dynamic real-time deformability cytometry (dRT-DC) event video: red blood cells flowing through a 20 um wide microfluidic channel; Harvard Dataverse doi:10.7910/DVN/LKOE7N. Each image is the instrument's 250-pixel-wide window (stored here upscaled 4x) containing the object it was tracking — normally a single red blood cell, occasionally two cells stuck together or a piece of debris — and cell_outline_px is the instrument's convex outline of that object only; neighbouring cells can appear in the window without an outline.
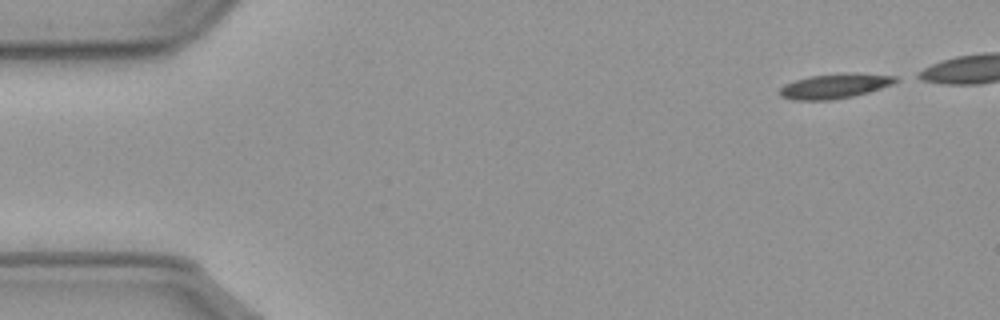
{"species": "common noctule bat (a hibernating species)", "species_latin": "Nyctalus noctula", "temperature_condition": "cold", "stored_images_in_passage": 46, "camera_frame_rate_fps": 3000, "um_per_image_px": 0.085, "animal": {"sex": "male", "body_mass_g": 23.1, "forearm_length_mm": 52.7}, "frame": {"image": 1, "passage_image": 1, "time_ms": 0.0, "image_size_px": [1000, 320], "cell_outline_px": [[900, 80], [892, 84], [868, 92], [852, 96], [832, 100], [792, 100], [780, 96], [780, 88], [784, 84], [808, 76], [896, 76]], "centroid_in_image_um": [70.83, 7.39], "position_along_channel_um": 14.2, "area_um2": 15.49}}
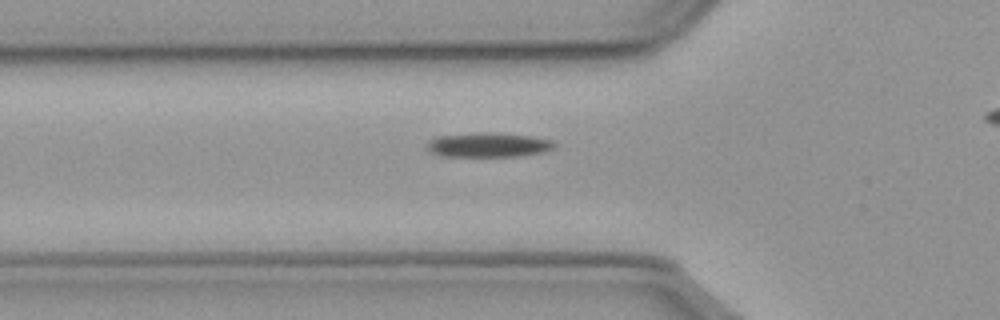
{"frame": {"image": 2, "passage_image": 16, "time_ms": 5.0, "image_size_px": [1000, 320], "cell_outline_px": [[556, 144], [552, 148], [540, 152], [520, 156], [444, 156], [432, 152], [428, 148], [428, 144], [432, 140], [440, 136], [472, 132], [488, 132], [532, 136], [552, 140]], "centroid_in_image_um": [41.54, 12.3], "position_along_channel_um": 84.3, "area_um2": 17.86}}
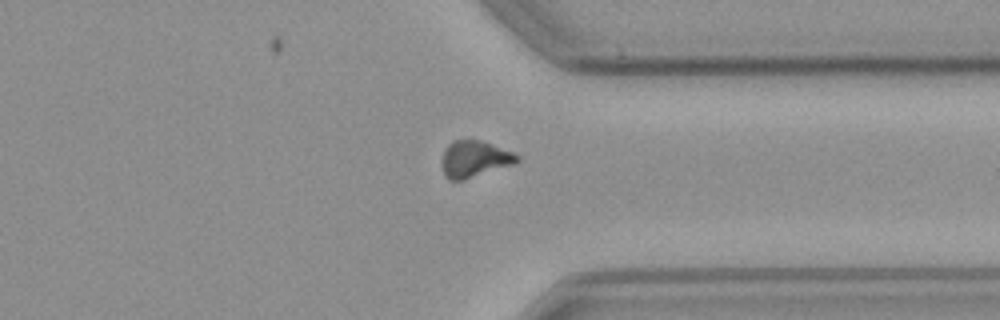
{"frame": {"image": 3, "passage_image": 40, "time_ms": 13.0, "image_size_px": [1000, 320], "cell_outline_px": [[520, 160], [516, 164], [464, 180], [448, 180], [444, 176], [444, 152], [448, 144], [452, 140], [480, 140], [512, 152], [520, 156]], "centroid_in_image_um": [40.38, 13.53], "position_along_channel_um": 371.0, "area_um2": 15.9}, "authors_computed_cell_mechanics": {"area_um2": 16.6464, "velocity_mm_per_s": 3.6072, "shape_relaxation_time_tau1_ms": 7.8919, "shape_relaxation_time_tau2_ms": null, "deformation_change_tau1": 0.1927, "deformation_change_tau2": null}}